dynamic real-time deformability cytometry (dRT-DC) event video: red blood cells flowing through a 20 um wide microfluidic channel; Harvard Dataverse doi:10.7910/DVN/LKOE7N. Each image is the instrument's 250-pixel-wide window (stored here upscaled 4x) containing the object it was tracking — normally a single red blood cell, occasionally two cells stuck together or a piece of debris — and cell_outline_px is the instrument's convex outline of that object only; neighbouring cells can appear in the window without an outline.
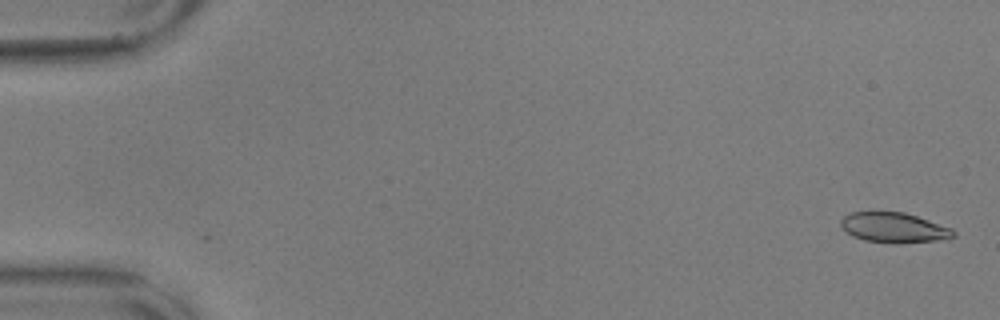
{"species": "common noctule bat (a hibernating species)", "species_latin": "Nyctalus noctula", "temperature_condition": "warm", "stored_images_in_passage": 57, "camera_frame_rate_fps": 3000, "um_per_image_px": 0.085, "animal": {"sex": "male", "body_mass_g": 17.9, "forearm_length_mm": 54.2}, "frame": {"image": 1, "passage_image": 2, "time_ms": 0.333, "image_size_px": [1000, 320], "cell_outline_px": [[956, 236], [948, 240], [896, 244], [864, 240], [852, 236], [840, 224], [840, 220], [844, 216], [852, 212], [904, 212], [952, 228], [956, 232]], "centroid_in_image_um": [76.05, 19.37], "position_along_channel_um": 9.0, "area_um2": 19.94}}
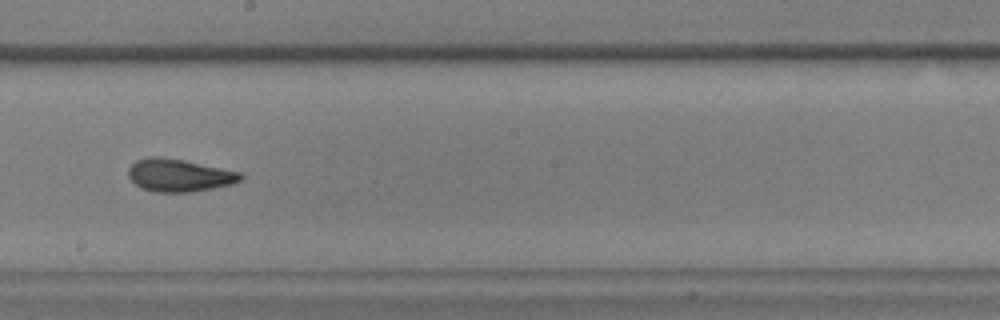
{"frame": {"image": 2, "passage_image": 33, "time_ms": 10.667, "image_size_px": [1000, 320], "cell_outline_px": [[244, 180], [232, 184], [192, 192], [156, 192], [140, 188], [128, 176], [128, 168], [136, 160], [152, 156], [156, 156], [184, 160], [240, 172], [244, 176]], "centroid_in_image_um": [15.24, 14.9], "position_along_channel_um": 233.0, "area_um2": 21.39}}
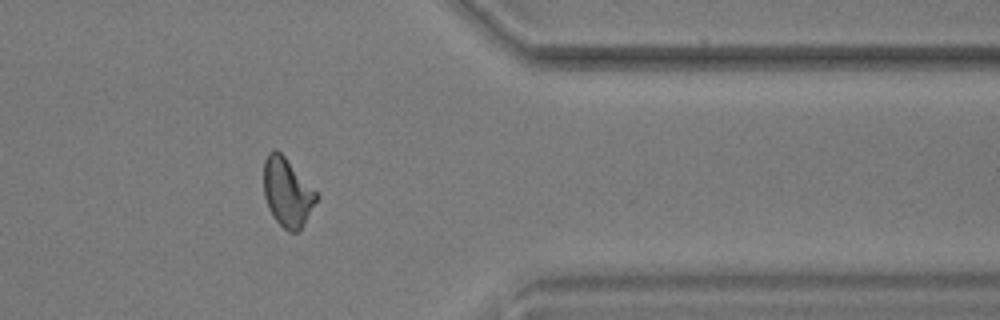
{"frame": {"image": 3, "passage_image": 47, "time_ms": 15.333, "image_size_px": [1000, 320], "cell_outline_px": [[320, 196], [304, 224], [296, 232], [288, 232], [272, 216], [268, 208], [264, 196], [264, 160], [268, 152], [276, 148], [284, 156]], "centroid_in_image_um": [24.41, 16.35], "position_along_channel_um": 387.0, "area_um2": 20.98}, "authors_computed_cell_mechanics": {"area_um2": 20.7502, "velocity_mm_per_s": 3.5839, "shape_relaxation_time_tau1_ms": 9.2927, "shape_relaxation_time_tau2_ms": 1.9218, "deformation_change_tau1": 0.221, "deformation_change_tau2": 0.086}}